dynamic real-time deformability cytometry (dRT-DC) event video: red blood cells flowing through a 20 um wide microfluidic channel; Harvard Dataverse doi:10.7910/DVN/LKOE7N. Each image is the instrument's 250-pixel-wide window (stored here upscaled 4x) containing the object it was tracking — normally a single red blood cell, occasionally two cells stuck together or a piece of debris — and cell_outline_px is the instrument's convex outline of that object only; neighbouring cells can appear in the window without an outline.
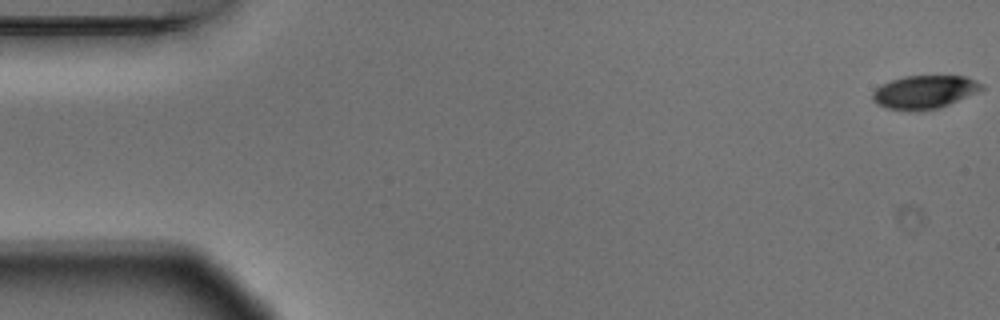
{"species": "Egyptian fruit bat (a non-hibernating species)", "species_latin": "Rousettus aegyptiacus", "temperature_condition": "warm", "stored_images_in_passage": 5, "camera_frame_rate_fps": 3000, "um_per_image_px": 0.085, "animal": {"sex": "male"}, "frame": {"image": 1, "passage_image": 1, "time_ms": 0.0, "image_size_px": [1000, 320], "cell_outline_px": [[984, 88], [976, 92], [948, 104], [936, 108], [916, 112], [912, 112], [888, 108], [876, 104], [872, 100], [872, 92], [880, 84], [904, 76], [964, 76], [976, 80], [984, 84]], "centroid_in_image_um": [78.53, 7.82], "position_along_channel_um": 6.5, "area_um2": 21.15}}
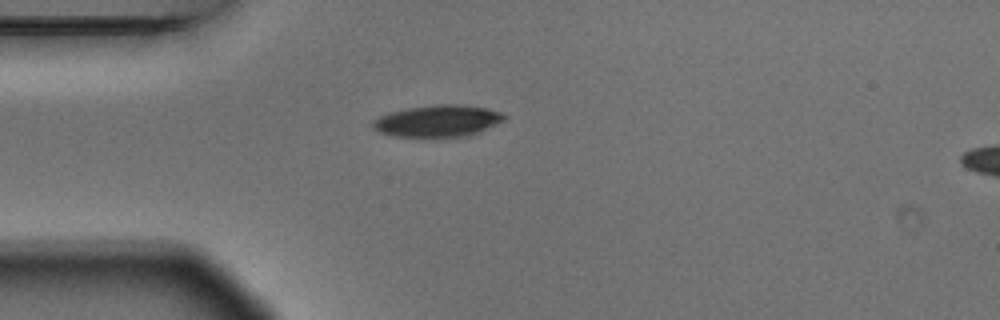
{"frame": {"image": 2, "passage_image": 5, "time_ms": 1.333, "image_size_px": [1000, 320], "cell_outline_px": [[508, 116], [504, 120], [468, 136], [392, 136], [380, 132], [372, 124], [372, 120], [388, 112], [408, 108], [436, 104], [460, 104], [488, 108], [500, 112]], "centroid_in_image_um": [37.21, 10.26], "position_along_channel_um": 47.8, "area_um2": 24.04}}